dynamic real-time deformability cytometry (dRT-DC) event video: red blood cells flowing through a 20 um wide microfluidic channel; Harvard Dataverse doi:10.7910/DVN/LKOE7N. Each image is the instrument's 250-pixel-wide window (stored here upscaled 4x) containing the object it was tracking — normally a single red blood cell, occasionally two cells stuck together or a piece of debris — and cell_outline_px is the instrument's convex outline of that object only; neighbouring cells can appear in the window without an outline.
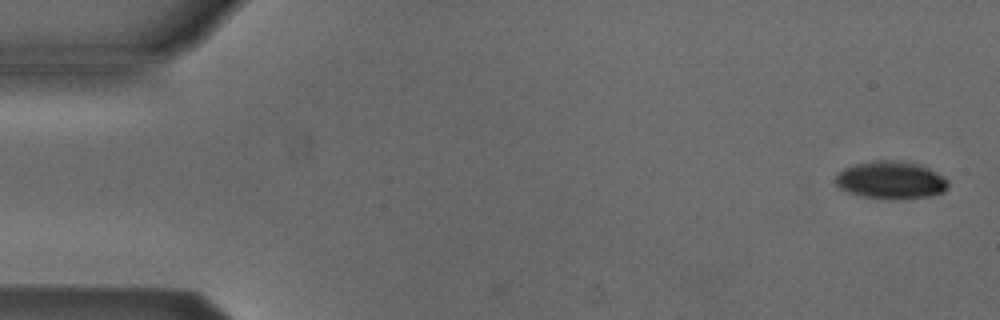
{"species": "Egyptian fruit bat (a non-hibernating species)", "species_latin": "Rousettus aegyptiacus", "temperature_condition": "cold", "stored_images_in_passage": 6, "camera_frame_rate_fps": 3000, "um_per_image_px": 0.085, "animal": {"sex": "male"}, "frame": {"image": 1, "passage_image": 1, "time_ms": 0.0, "image_size_px": [1000, 320], "cell_outline_px": [[948, 188], [944, 192], [932, 196], [860, 196], [836, 188], [836, 176], [844, 168], [856, 164], [872, 160], [896, 160], [920, 164], [944, 176], [948, 180]], "centroid_in_image_um": [75.72, 15.26], "position_along_channel_um": 9.3, "area_um2": 24.04}}
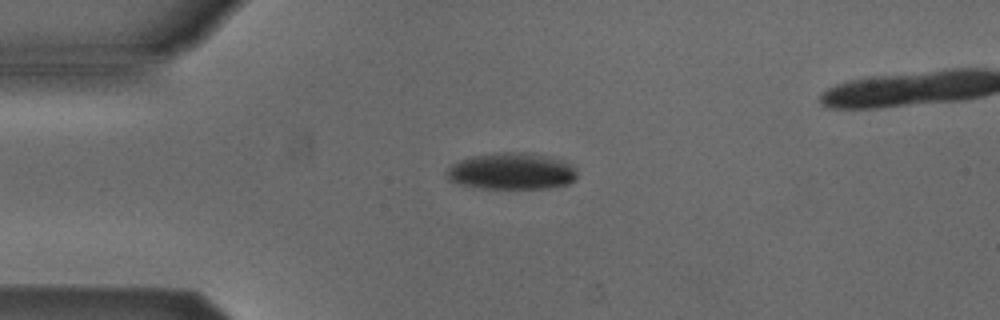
{"frame": {"image": 2, "passage_image": 4, "time_ms": 3.667, "image_size_px": [1000, 320], "cell_outline_px": [[576, 180], [568, 184], [548, 188], [480, 188], [460, 184], [448, 180], [444, 172], [452, 164], [460, 160], [472, 156], [496, 152], [524, 152], [548, 156], [564, 160], [572, 164], [576, 168]], "centroid_in_image_um": [43.49, 14.55], "position_along_channel_um": 41.5, "area_um2": 28.15}}